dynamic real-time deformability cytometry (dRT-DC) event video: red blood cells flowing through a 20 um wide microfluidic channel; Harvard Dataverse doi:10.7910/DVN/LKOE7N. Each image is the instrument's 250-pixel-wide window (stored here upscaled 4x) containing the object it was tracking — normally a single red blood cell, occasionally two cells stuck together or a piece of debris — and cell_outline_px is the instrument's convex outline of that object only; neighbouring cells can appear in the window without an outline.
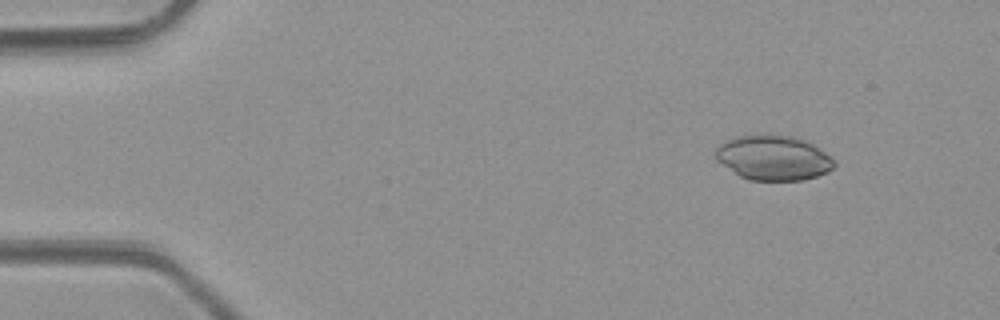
{"species": "common noctule bat (a hibernating species)", "species_latin": "Nyctalus noctula", "temperature_condition": "room temperature", "stored_images_in_passage": 4, "camera_frame_rate_fps": 3000, "um_per_image_px": 0.085, "animal": {"sex": "male", "body_mass_g": 23.1, "forearm_length_mm": 52.7}, "frame": {"image": 1, "passage_image": 2, "time_ms": 1.0, "image_size_px": [1000, 320], "cell_outline_px": [[836, 164], [828, 172], [804, 180], [748, 180], [740, 176], [716, 160], [716, 148], [724, 140], [736, 136], [756, 132], [768, 132], [796, 136], [808, 140], [820, 148], [836, 160]], "centroid_in_image_um": [65.75, 13.35], "position_along_channel_um": 19.3, "area_um2": 32.02}}